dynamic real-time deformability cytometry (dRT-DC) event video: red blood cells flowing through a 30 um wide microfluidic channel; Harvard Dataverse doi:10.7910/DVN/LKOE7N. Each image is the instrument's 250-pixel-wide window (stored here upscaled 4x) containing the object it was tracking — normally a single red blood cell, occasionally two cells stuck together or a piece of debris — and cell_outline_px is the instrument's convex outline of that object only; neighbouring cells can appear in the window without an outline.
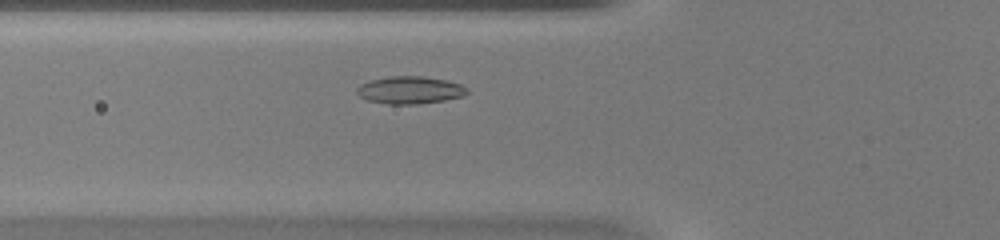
{"species": "common noctule bat (a hibernating species)", "species_latin": "Nyctalus noctula", "temperature_condition": "warm", "stored_images_in_passage": 37, "camera_frame_rate_fps": 3000, "um_per_image_px": 0.085, "animal": {"sex": "female", "body_mass_g": 20.0, "forearm_length_mm": 54.0}, "frame": {"image": 1, "passage_image": 7, "time_ms": 2.0, "image_size_px": [1000, 240], "cell_outline_px": [[468, 92], [464, 96], [444, 100], [416, 104], [388, 104], [368, 100], [360, 96], [356, 92], [356, 88], [360, 84], [368, 80], [388, 76], [420, 76], [448, 80], [460, 84], [468, 88]], "centroid_in_image_um": [34.83, 7.64], "position_along_channel_um": 91.0, "area_um2": 17.74}}
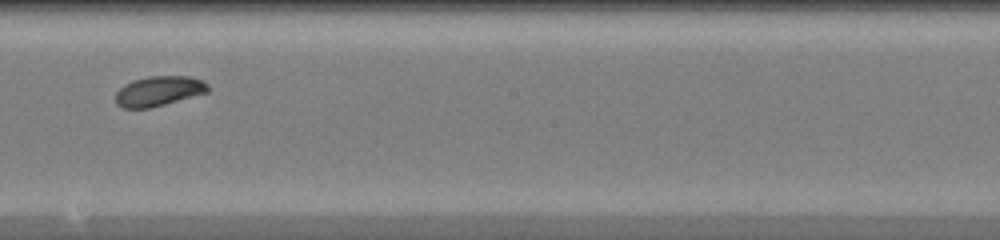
{"frame": {"image": 2, "passage_image": 17, "time_ms": 5.333, "image_size_px": [1000, 240], "cell_outline_px": [[208, 92], [164, 104], [148, 108], [120, 108], [116, 104], [116, 92], [124, 84], [132, 80], [148, 76], [188, 76], [204, 80], [208, 84]], "centroid_in_image_um": [13.47, 7.73], "position_along_channel_um": 234.7, "area_um2": 16.13}}
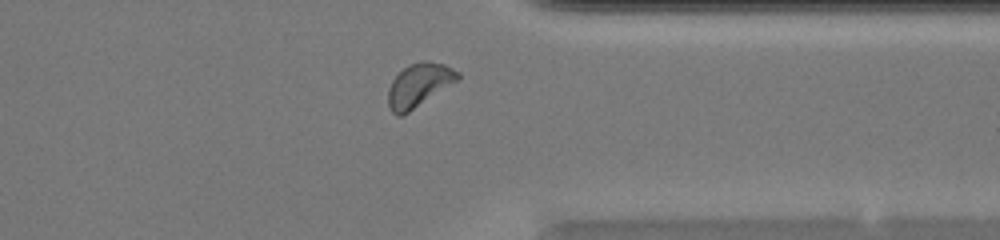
{"frame": {"image": 3, "passage_image": 27, "time_ms": 8.667, "image_size_px": [1000, 240], "cell_outline_px": [[460, 80], [408, 112], [400, 116], [396, 116], [388, 108], [388, 88], [392, 80], [408, 64], [420, 60], [428, 60], [444, 64], [460, 72]], "centroid_in_image_um": [35.63, 7.22], "position_along_channel_um": 375.8, "area_um2": 17.86}}